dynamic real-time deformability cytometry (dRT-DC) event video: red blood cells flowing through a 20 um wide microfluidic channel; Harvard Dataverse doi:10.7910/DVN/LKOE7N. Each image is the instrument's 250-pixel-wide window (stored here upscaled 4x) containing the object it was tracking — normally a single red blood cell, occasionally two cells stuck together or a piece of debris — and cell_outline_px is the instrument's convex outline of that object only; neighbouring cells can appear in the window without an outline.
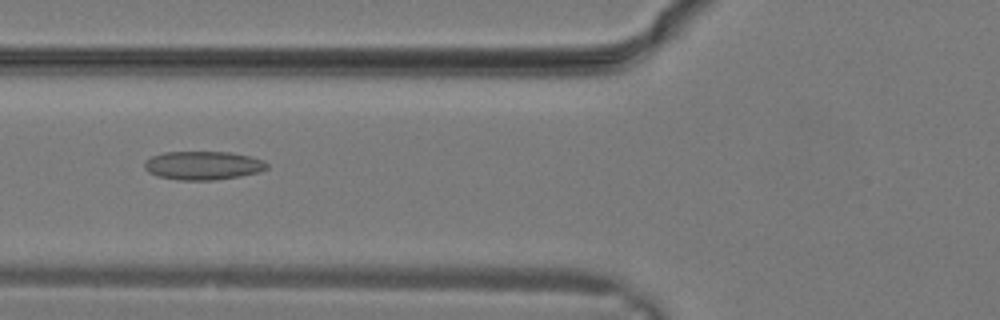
{"species": "common noctule bat (a hibernating species)", "species_latin": "Nyctalus noctula", "temperature_condition": "warm", "stored_images_in_passage": 13, "camera_frame_rate_fps": 3000, "um_per_image_px": 0.085, "animal": {"sex": "male", "body_mass_g": 19.2, "forearm_length_mm": 51.8}, "frame": {"image": 1, "passage_image": 3, "time_ms": 0.667, "image_size_px": [1000, 320], "cell_outline_px": [[268, 168], [260, 172], [240, 176], [216, 180], [180, 180], [156, 176], [148, 172], [144, 168], [144, 160], [152, 156], [164, 152], [228, 152], [248, 156], [264, 160], [268, 164]], "centroid_in_image_um": [17.24, 14.07], "position_along_channel_um": 108.6, "area_um2": 20.52}}
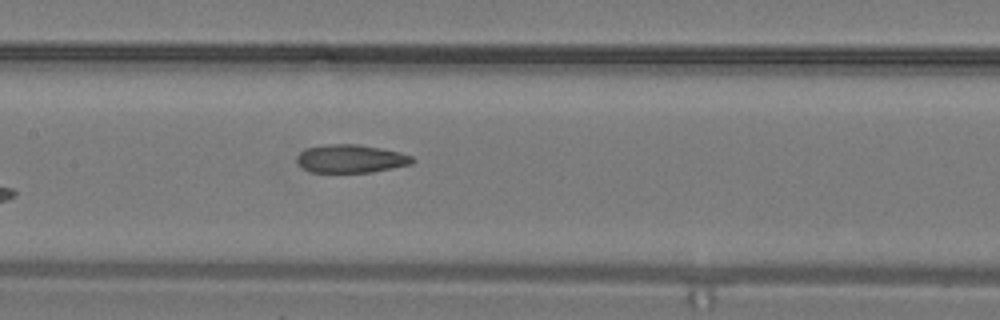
{"frame": {"image": 2, "passage_image": 6, "time_ms": 1.667, "image_size_px": [1000, 320], "cell_outline_px": [[416, 160], [412, 164], [372, 172], [312, 172], [296, 164], [296, 156], [300, 152], [308, 148], [324, 144], [356, 144], [380, 148], [400, 152], [412, 156]], "centroid_in_image_um": [29.82, 13.49], "position_along_channel_um": 177.6, "area_um2": 19.02}}
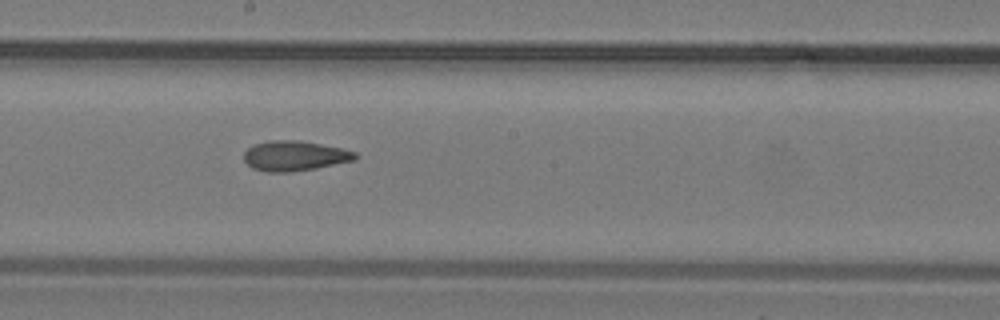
{"frame": {"image": 3, "passage_image": 8, "time_ms": 2.333, "image_size_px": [1000, 320], "cell_outline_px": [[360, 156], [356, 160], [316, 168], [292, 172], [268, 172], [252, 168], [244, 160], [244, 152], [248, 148], [256, 144], [268, 140], [300, 140], [340, 148], [356, 152]], "centroid_in_image_um": [25.06, 13.25], "position_along_channel_um": 223.1, "area_um2": 19.54}}